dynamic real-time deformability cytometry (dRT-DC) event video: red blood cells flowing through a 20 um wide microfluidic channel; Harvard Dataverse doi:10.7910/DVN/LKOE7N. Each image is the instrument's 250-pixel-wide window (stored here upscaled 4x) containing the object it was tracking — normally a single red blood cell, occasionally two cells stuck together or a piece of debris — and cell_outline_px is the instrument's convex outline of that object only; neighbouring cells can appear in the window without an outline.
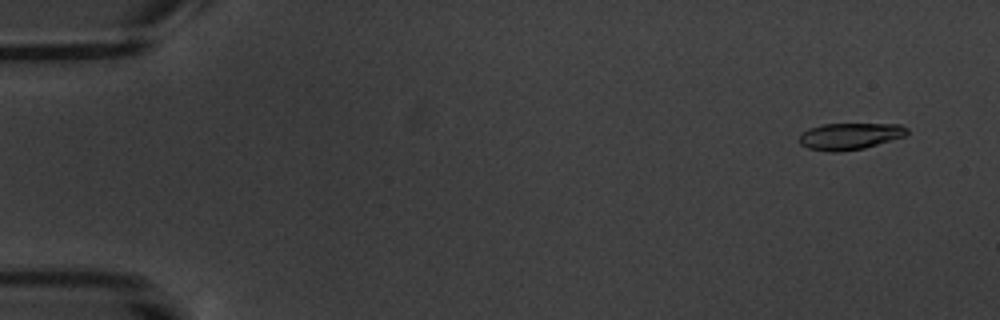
{"species": "common noctule bat (a hibernating species)", "species_latin": "Nyctalus noctula", "temperature_condition": "warm", "stored_images_in_passage": 16, "camera_frame_rate_fps": 3000, "um_per_image_px": 0.085, "animal": {"sex": "male", "body_mass_g": 20.1, "forearm_length_mm": 53.5}, "frame": {"image": 1, "passage_image": 1, "time_ms": 0.0, "image_size_px": [1000, 320], "cell_outline_px": [[908, 132], [904, 136], [864, 148], [836, 152], [828, 152], [808, 148], [800, 144], [800, 132], [808, 128], [820, 124], [900, 124], [908, 128]], "centroid_in_image_um": [72.19, 11.57], "position_along_channel_um": 12.8, "area_um2": 16.76}}
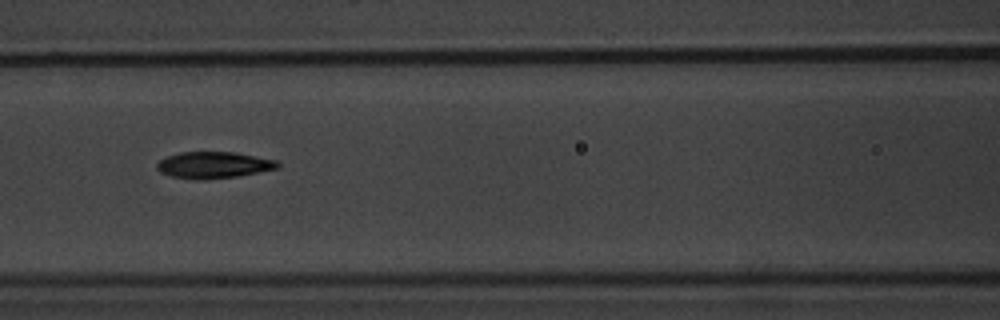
{"frame": {"image": 2, "passage_image": 7, "time_ms": 7.667, "image_size_px": [1000, 320], "cell_outline_px": [[280, 168], [236, 176], [204, 180], [200, 180], [172, 176], [160, 172], [156, 168], [156, 164], [160, 160], [168, 156], [180, 152], [236, 152], [276, 160], [280, 164]], "centroid_in_image_um": [18.17, 14.02], "position_along_channel_um": 148.4, "area_um2": 18.61}}
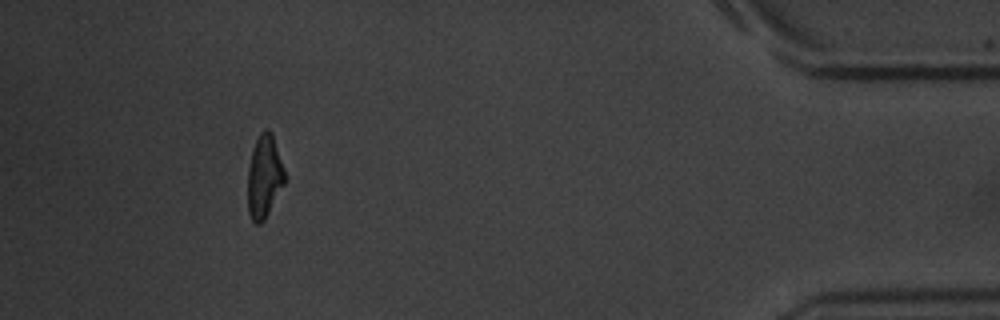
{"frame": {"image": 3, "passage_image": 15, "time_ms": 17.0, "image_size_px": [1000, 320], "cell_outline_px": [[284, 184], [264, 220], [260, 224], [256, 224], [252, 220], [248, 212], [248, 168], [252, 148], [260, 132], [264, 128], [268, 128], [272, 132], [284, 168]], "centroid_in_image_um": [22.45, 14.97], "position_along_channel_um": 412.8, "area_um2": 17.86}, "authors_computed_cell_mechanics": {"area_um2": 18.2359, "velocity_mm_per_s": 3.4363, "shape_relaxation_time_tau1_ms": 2.5001, "shape_relaxation_time_tau2_ms": 2.502, "deformation_change_tau1": 0.1111, "deformation_change_tau2": 0.067}}